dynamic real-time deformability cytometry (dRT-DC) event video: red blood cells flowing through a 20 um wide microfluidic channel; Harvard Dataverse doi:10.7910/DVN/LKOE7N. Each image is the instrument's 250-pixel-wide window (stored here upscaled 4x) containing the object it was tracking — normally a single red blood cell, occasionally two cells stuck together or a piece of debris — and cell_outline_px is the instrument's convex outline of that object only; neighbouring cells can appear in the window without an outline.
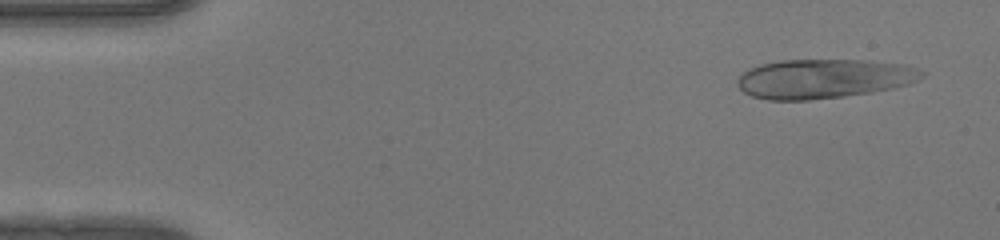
{"species": "human", "species_latin": "Homo sapiens", "temperature_condition": "warm", "stored_images_in_passage": 47, "camera_frame_rate_fps": 3000, "um_per_image_px": 0.085, "donor": {"sex": "female"}, "frame": {"image": 1, "passage_image": 2, "time_ms": 0.333, "image_size_px": [1000, 240], "cell_outline_px": [[924, 76], [908, 84], [892, 88], [872, 92], [844, 96], [808, 100], [768, 100], [752, 96], [744, 92], [736, 84], [736, 80], [748, 68], [760, 64], [780, 60], [864, 60], [900, 64], [916, 68], [924, 72]], "centroid_in_image_um": [69.97, 6.69], "position_along_channel_um": 15.0, "area_um2": 42.14}}
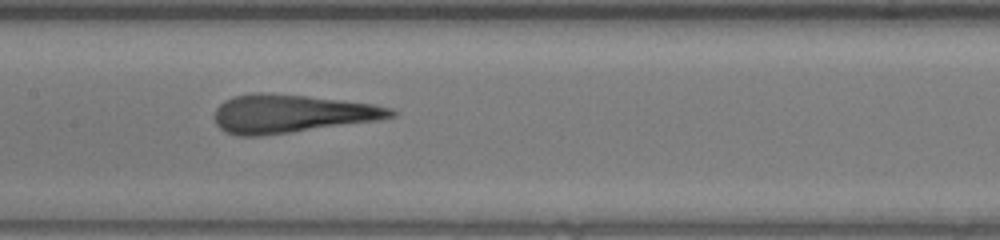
{"frame": {"image": 2, "passage_image": 22, "time_ms": 7.0, "image_size_px": [1000, 240], "cell_outline_px": [[400, 112], [396, 116], [380, 120], [292, 132], [260, 136], [236, 136], [224, 132], [216, 124], [216, 108], [224, 100], [236, 96], [256, 92], [260, 92], [304, 96], [372, 104], [392, 108]], "centroid_in_image_um": [24.79, 9.68], "position_along_channel_um": 182.6, "area_um2": 39.19}}
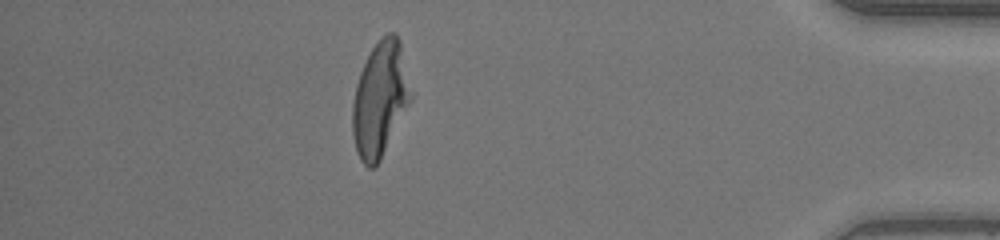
{"frame": {"image": 3, "passage_image": 41, "time_ms": 13.333, "image_size_px": [1000, 240], "cell_outline_px": [[412, 100], [380, 160], [372, 168], [368, 168], [360, 160], [356, 152], [352, 136], [352, 104], [356, 84], [360, 72], [372, 48], [388, 32], [396, 32], [400, 40], [412, 92]], "centroid_in_image_um": [32.3, 8.44], "position_along_channel_um": 402.9, "area_um2": 39.13}, "authors_computed_cell_mechanics": {"area_um2": 39.7664, "velocity_mm_per_s": 4.2214, "shape_relaxation_time_tau1_ms": 6.7555, "shape_relaxation_time_tau2_ms": 0.8612, "deformation_change_tau1": 0.3175, "deformation_change_tau2": 0.1125}}